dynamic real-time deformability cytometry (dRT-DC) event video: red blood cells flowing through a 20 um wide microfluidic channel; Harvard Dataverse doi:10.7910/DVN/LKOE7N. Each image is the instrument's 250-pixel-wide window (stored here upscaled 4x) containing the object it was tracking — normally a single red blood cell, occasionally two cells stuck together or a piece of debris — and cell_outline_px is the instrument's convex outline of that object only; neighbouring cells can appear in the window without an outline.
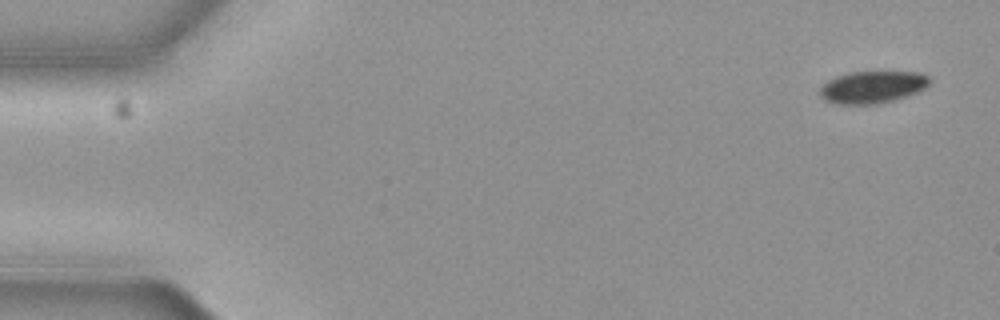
{"species": "common noctule bat (a hibernating species)", "species_latin": "Nyctalus noctula", "temperature_condition": "cold", "stored_images_in_passage": 4, "camera_frame_rate_fps": 3000, "um_per_image_px": 0.085, "animal": {"sex": "female", "body_mass_g": 19.3, "forearm_length_mm": 54.1}, "frame": {"image": 1, "passage_image": 1, "time_ms": 0.0, "image_size_px": [1000, 320], "cell_outline_px": [[932, 80], [924, 88], [908, 96], [896, 100], [880, 104], [836, 104], [824, 100], [820, 96], [820, 84], [836, 76], [848, 72], [920, 72], [928, 76]], "centroid_in_image_um": [74.13, 7.41], "position_along_channel_um": 10.9, "area_um2": 20.87}}